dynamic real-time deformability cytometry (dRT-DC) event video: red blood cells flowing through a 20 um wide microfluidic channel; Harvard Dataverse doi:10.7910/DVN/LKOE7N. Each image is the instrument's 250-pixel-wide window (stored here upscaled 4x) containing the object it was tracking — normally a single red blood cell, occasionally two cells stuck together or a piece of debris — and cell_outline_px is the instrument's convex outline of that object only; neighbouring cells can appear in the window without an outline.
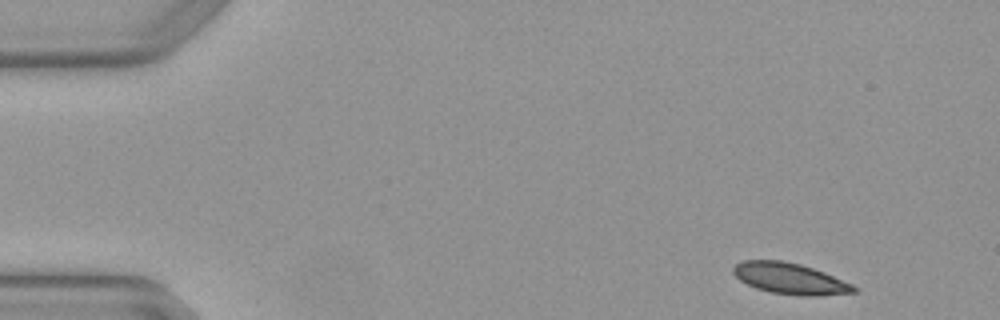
{"species": "Egyptian fruit bat (a non-hibernating species)", "species_latin": "Rousettus aegyptiacus", "temperature_condition": "warm", "stored_images_in_passage": 4, "segment_of_instrument_passage": [1, 2], "camera_frame_rate_fps": 3000, "um_per_image_px": 0.085, "animal": {"sex": "female"}, "frame": {"image": 1, "passage_image": 1, "time_ms": 0.0, "image_size_px": [1000, 320], "cell_outline_px": [[856, 292], [820, 296], [800, 296], [772, 292], [756, 288], [740, 280], [732, 272], [732, 268], [740, 260], [780, 260], [800, 264], [824, 272], [852, 284], [856, 288]], "centroid_in_image_um": [67.13, 23.67], "position_along_channel_um": 17.9, "area_um2": 21.79}}